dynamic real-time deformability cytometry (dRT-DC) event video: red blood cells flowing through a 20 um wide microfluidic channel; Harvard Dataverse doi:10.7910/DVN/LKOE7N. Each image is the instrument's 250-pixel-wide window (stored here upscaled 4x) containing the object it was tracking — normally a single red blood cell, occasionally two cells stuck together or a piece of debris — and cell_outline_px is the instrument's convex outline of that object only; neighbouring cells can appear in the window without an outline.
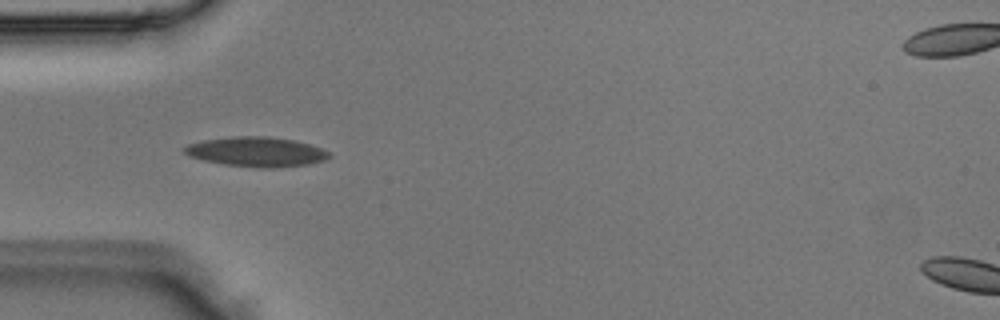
{"species": "Egyptian fruit bat (a non-hibernating species)", "species_latin": "Rousettus aegyptiacus", "temperature_condition": "room temperature", "stored_images_in_passage": 3, "camera_frame_rate_fps": 3000, "um_per_image_px": 0.085, "animal": {"sex": "male"}, "frame": {"image": 1, "passage_image": 2, "time_ms": 0.333, "image_size_px": [1000, 320], "cell_outline_px": [[332, 156], [324, 160], [308, 164], [272, 168], [260, 168], [224, 164], [204, 160], [192, 156], [184, 152], [184, 148], [188, 144], [204, 140], [232, 136], [268, 136], [296, 140], [332, 152]], "centroid_in_image_um": [21.84, 12.89], "position_along_channel_um": 63.2, "area_um2": 24.97}}